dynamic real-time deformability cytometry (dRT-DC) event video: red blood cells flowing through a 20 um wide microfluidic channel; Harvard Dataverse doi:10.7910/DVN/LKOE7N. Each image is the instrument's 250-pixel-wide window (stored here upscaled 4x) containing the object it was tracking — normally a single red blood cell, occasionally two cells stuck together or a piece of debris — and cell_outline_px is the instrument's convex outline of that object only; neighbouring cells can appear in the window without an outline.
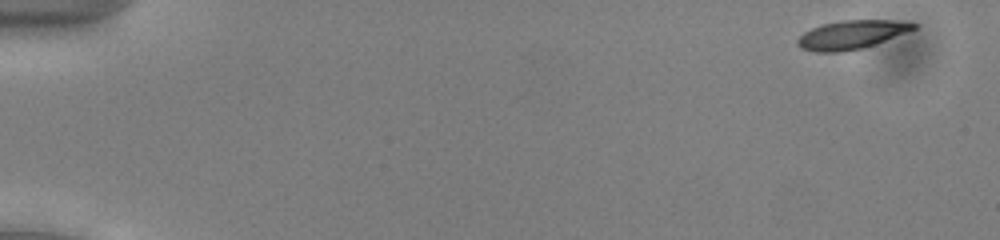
{"species": "common noctule bat (a hibernating species)", "species_latin": "Nyctalus noctula", "temperature_condition": "cold", "stored_images_in_passage": 52, "camera_frame_rate_fps": 3000, "um_per_image_px": 0.085, "animal": {"sex": "male", "body_mass_g": 13.0, "forearm_length_mm": 53.1}, "frame": {"image": 1, "passage_image": 1, "time_ms": 0.0, "image_size_px": [1000, 240], "cell_outline_px": [[920, 24], [916, 28], [884, 40], [860, 48], [844, 52], [812, 52], [800, 48], [796, 44], [796, 40], [804, 32], [812, 28], [824, 24], [844, 20], [888, 20]], "centroid_in_image_um": [72.3, 2.96], "position_along_channel_um": 12.7, "area_um2": 19.02}}
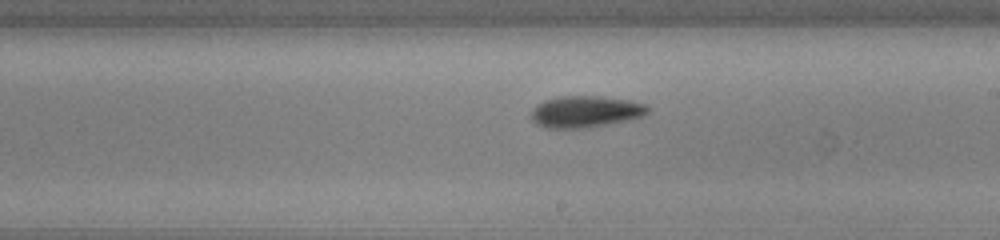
{"frame": {"image": 2, "passage_image": 30, "time_ms": 9.667, "image_size_px": [1000, 240], "cell_outline_px": [[652, 108], [644, 116], [588, 128], [548, 128], [536, 124], [532, 120], [532, 112], [536, 104], [544, 100], [560, 96], [600, 96], [628, 100], [644, 104]], "centroid_in_image_um": [49.76, 9.49], "position_along_channel_um": 239.2, "area_um2": 21.44}}
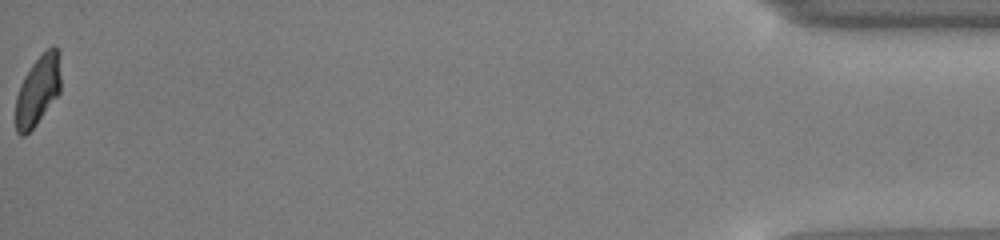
{"frame": {"image": 3, "passage_image": 52, "time_ms": 17.0, "image_size_px": [1000, 240], "cell_outline_px": [[60, 92], [36, 124], [24, 136], [20, 136], [16, 132], [16, 96], [20, 84], [24, 76], [32, 64], [52, 44], [60, 48]], "centroid_in_image_um": [3.23, 7.64], "position_along_channel_um": 432.0, "area_um2": 18.38}, "authors_computed_cell_mechanics": {"area_um2": 20.2011, "velocity_mm_per_s": 3.8907, "shape_relaxation_time_tau1_ms": 2.1214, "shape_relaxation_time_tau2_ms": 3.5584, "deformation_change_tau1": 0.1168, "deformation_change_tau2": 0.0897}}